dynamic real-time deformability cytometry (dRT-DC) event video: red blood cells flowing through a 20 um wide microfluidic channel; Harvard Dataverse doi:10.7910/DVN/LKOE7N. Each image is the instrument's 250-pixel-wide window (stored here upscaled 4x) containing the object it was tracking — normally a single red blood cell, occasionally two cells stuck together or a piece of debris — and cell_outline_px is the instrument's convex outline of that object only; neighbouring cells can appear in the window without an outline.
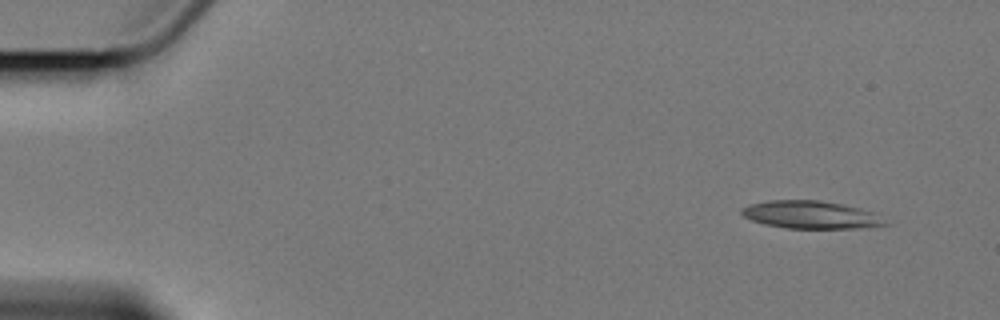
{"species": "Egyptian fruit bat (a non-hibernating species)", "species_latin": "Rousettus aegyptiacus", "temperature_condition": "cold", "stored_images_in_passage": 9, "camera_frame_rate_fps": 3000, "um_per_image_px": 0.085, "animal": {"sex": "female"}, "frame": {"image": 1, "passage_image": 1, "time_ms": 0.0, "image_size_px": [1000, 320], "cell_outline_px": [[892, 224], [868, 228], [788, 228], [764, 224], [752, 220], [744, 216], [740, 212], [740, 208], [752, 204], [768, 200], [820, 200], [860, 208], [872, 212]], "centroid_in_image_um": [68.95, 18.26], "position_along_channel_um": 16.0, "area_um2": 23.18}}
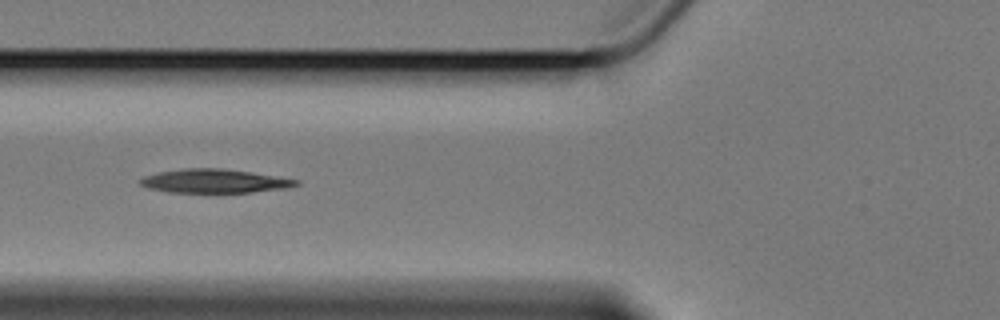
{"frame": {"image": 2, "passage_image": 6, "time_ms": 6.0, "image_size_px": [1000, 320], "cell_outline_px": [[300, 184], [288, 188], [252, 192], [168, 192], [148, 188], [140, 184], [140, 180], [144, 176], [160, 172], [184, 168], [224, 168], [276, 176], [300, 180]], "centroid_in_image_um": [18.26, 15.39], "position_along_channel_um": 107.5, "area_um2": 21.5}}
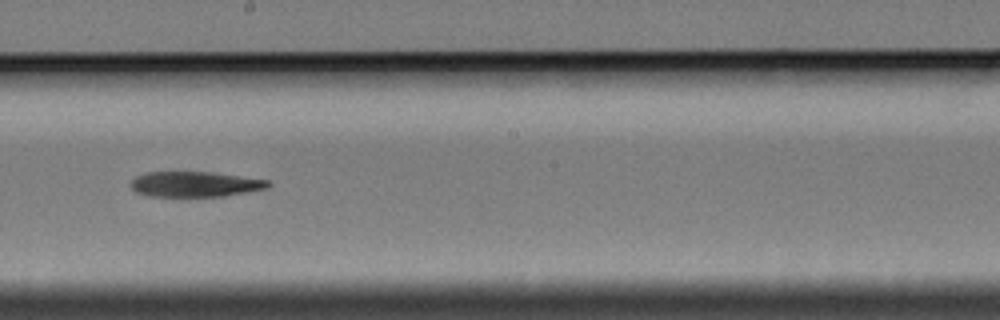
{"frame": {"image": 3, "passage_image": 9, "time_ms": 9.667, "image_size_px": [1000, 320], "cell_outline_px": [[272, 184], [264, 188], [224, 196], [188, 200], [148, 196], [136, 192], [128, 184], [136, 176], [144, 172], [212, 172], [268, 180]], "centroid_in_image_um": [16.47, 15.71], "position_along_channel_um": 231.7, "area_um2": 21.21}}